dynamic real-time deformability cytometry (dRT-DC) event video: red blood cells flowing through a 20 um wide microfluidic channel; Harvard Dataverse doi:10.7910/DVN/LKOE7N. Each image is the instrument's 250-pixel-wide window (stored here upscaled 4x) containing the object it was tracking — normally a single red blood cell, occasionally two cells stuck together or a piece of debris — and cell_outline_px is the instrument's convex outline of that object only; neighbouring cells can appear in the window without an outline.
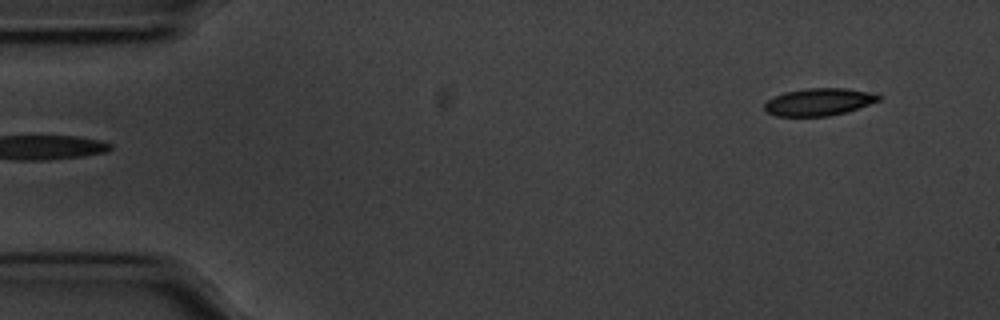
{"species": "common noctule bat (a hibernating species)", "species_latin": "Nyctalus noctula", "temperature_condition": "cold", "stored_images_in_passage": 53, "camera_frame_rate_fps": 3000, "um_per_image_px": 0.085, "animal": {"sex": "male", "body_mass_g": 20.1, "forearm_length_mm": 53.5}, "frame": {"image": 1, "passage_image": 1, "time_ms": 0.0, "image_size_px": [1000, 320], "cell_outline_px": [[880, 100], [844, 112], [828, 116], [776, 116], [768, 112], [764, 108], [764, 104], [768, 100], [784, 92], [808, 88], [844, 88], [876, 92], [880, 96]], "centroid_in_image_um": [69.61, 8.65], "position_along_channel_um": 15.4, "area_um2": 18.03}}
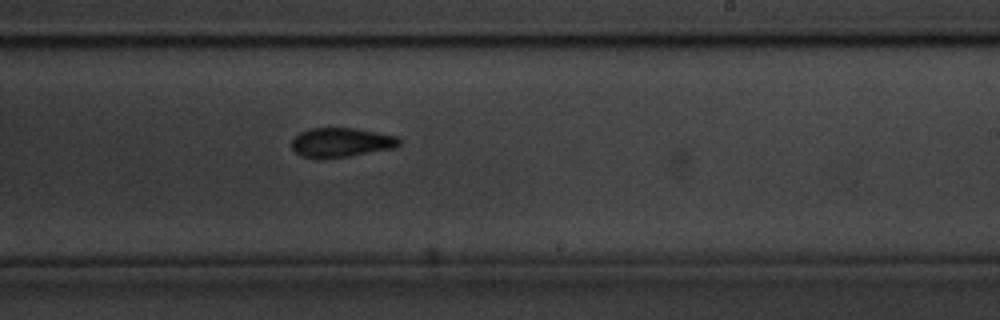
{"frame": {"image": 2, "passage_image": 30, "time_ms": 9.667, "image_size_px": [1000, 320], "cell_outline_px": [[400, 144], [396, 148], [348, 156], [300, 156], [292, 148], [292, 140], [300, 132], [312, 128], [356, 128], [396, 136], [400, 140]], "centroid_in_image_um": [29.04, 12.08], "position_along_channel_um": 260.0, "area_um2": 17.86}}
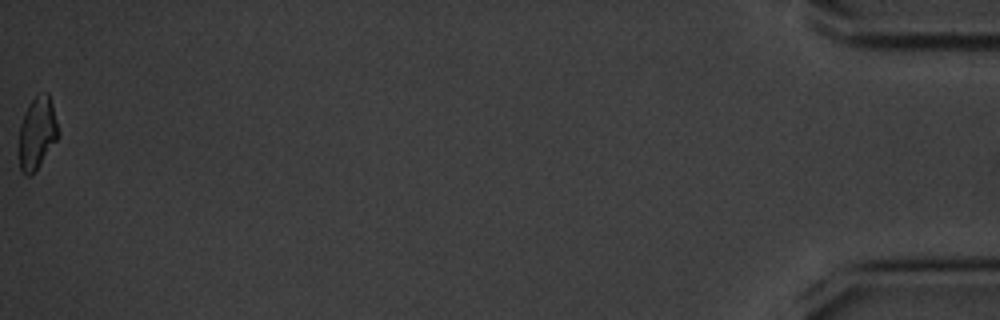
{"frame": {"image": 3, "passage_image": 53, "time_ms": 17.333, "image_size_px": [1000, 320], "cell_outline_px": [[56, 140], [32, 176], [24, 176], [20, 172], [16, 148], [20, 124], [28, 104], [36, 96], [48, 92], [52, 104], [56, 120]], "centroid_in_image_um": [3.06, 11.4], "position_along_channel_um": 432.1, "area_um2": 16.7}, "authors_computed_cell_mechanics": {"area_um2": 18.3226, "velocity_mm_per_s": 3.5339, "shape_relaxation_time_tau1_ms": 2.8376, "shape_relaxation_time_tau2_ms": 2.4759, "deformation_change_tau1": 0.1162, "deformation_change_tau2": 0.0772}}